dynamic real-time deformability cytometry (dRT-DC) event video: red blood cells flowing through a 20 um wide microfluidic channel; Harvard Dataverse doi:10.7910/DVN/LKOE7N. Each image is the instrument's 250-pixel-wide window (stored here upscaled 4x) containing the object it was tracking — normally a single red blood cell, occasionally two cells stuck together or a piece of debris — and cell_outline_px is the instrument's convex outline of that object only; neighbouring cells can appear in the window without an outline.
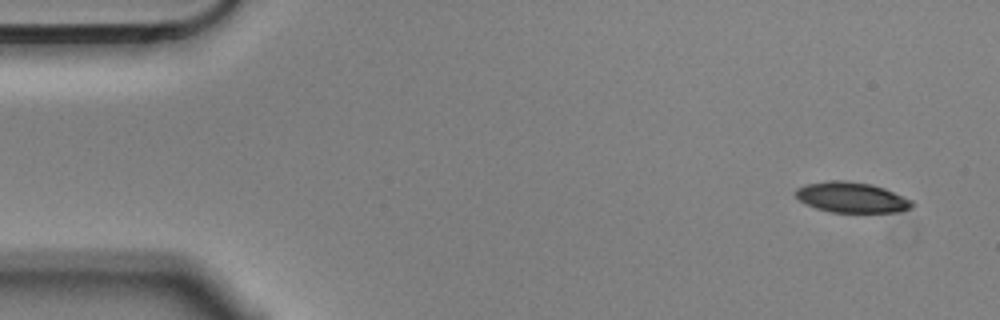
{"species": "Egyptian fruit bat (a non-hibernating species)", "species_latin": "Rousettus aegyptiacus", "temperature_condition": "cold", "stored_images_in_passage": 8, "camera_frame_rate_fps": 3000, "um_per_image_px": 0.085, "animal": {"sex": "male"}, "frame": {"image": 1, "passage_image": 1, "time_ms": 0.0, "image_size_px": [1000, 320], "cell_outline_px": [[916, 204], [912, 208], [900, 212], [832, 212], [816, 208], [800, 200], [796, 196], [796, 188], [808, 184], [828, 180], [848, 180], [872, 184], [884, 188], [912, 200]], "centroid_in_image_um": [72.44, 16.77], "position_along_channel_um": 12.6, "area_um2": 20.69}}
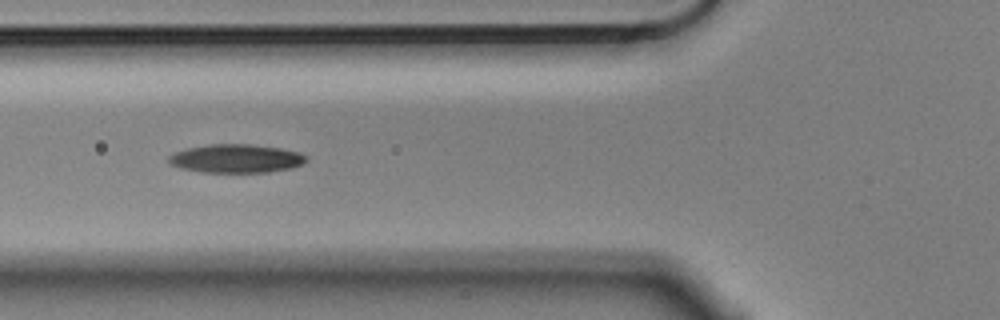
{"frame": {"image": 2, "passage_image": 6, "time_ms": 1.667, "image_size_px": [1000, 320], "cell_outline_px": [[308, 160], [292, 168], [268, 172], [204, 172], [180, 168], [172, 164], [168, 160], [168, 156], [176, 152], [188, 148], [208, 144], [248, 144], [280, 148], [300, 152], [308, 156]], "centroid_in_image_um": [20.1, 13.47], "position_along_channel_um": 105.7, "area_um2": 22.77}}
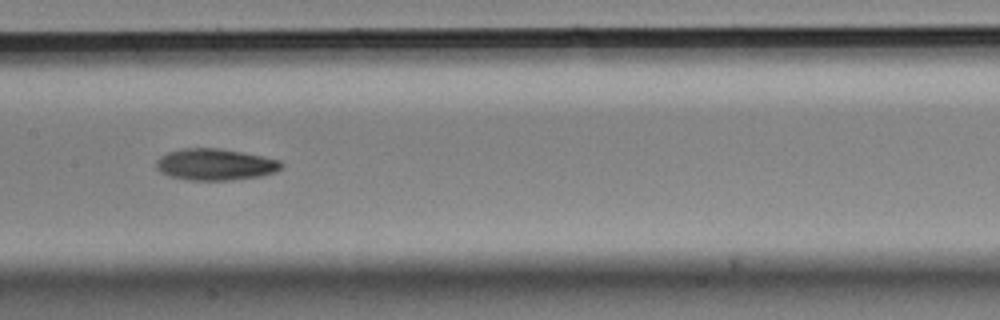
{"frame": {"image": 3, "passage_image": 8, "time_ms": 2.333, "image_size_px": [1000, 320], "cell_outline_px": [[284, 164], [276, 172], [260, 176], [232, 180], [188, 180], [168, 176], [160, 172], [156, 168], [156, 160], [160, 156], [168, 152], [184, 148], [216, 148], [240, 152], [280, 160]], "centroid_in_image_um": [18.26, 13.99], "position_along_channel_um": 189.1, "area_um2": 22.95}}